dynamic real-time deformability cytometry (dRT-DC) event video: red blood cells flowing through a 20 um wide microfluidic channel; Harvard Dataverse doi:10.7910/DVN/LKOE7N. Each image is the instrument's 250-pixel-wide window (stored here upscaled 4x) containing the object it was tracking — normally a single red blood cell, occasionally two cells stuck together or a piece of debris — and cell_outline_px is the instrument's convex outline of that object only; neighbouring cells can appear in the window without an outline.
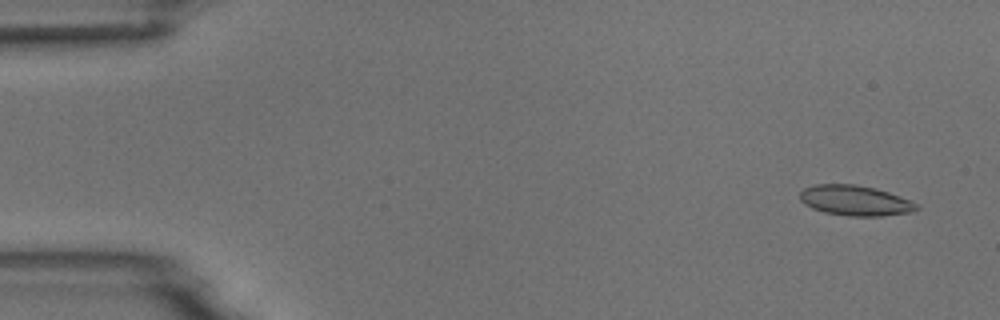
{"species": "common noctule bat (a hibernating species)", "species_latin": "Nyctalus noctula", "temperature_condition": "room temperature", "stored_images_in_passage": 4, "camera_frame_rate_fps": 3000, "um_per_image_px": 0.085, "animal": {"sex": "male", "body_mass_g": 18.8}, "frame": {"image": 1, "passage_image": 1, "time_ms": 0.0, "image_size_px": [1000, 320], "cell_outline_px": [[920, 208], [912, 212], [884, 216], [848, 216], [824, 212], [812, 208], [804, 204], [800, 200], [800, 192], [804, 188], [816, 184], [856, 184], [876, 188], [900, 196], [920, 204]], "centroid_in_image_um": [72.72, 17.05], "position_along_channel_um": 12.3, "area_um2": 20.81}}
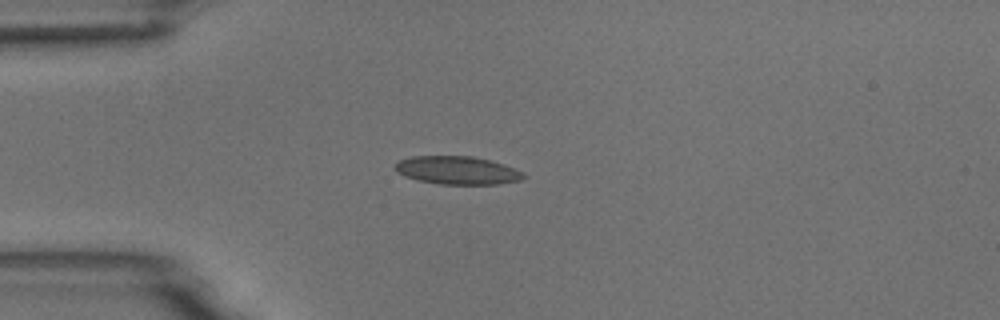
{"frame": {"image": 2, "passage_image": 4, "time_ms": 3.667, "image_size_px": [1000, 320], "cell_outline_px": [[528, 176], [520, 180], [496, 184], [440, 184], [416, 180], [404, 176], [396, 172], [396, 164], [400, 160], [412, 156], [472, 156], [504, 164], [524, 172]], "centroid_in_image_um": [38.88, 14.48], "position_along_channel_um": 46.1, "area_um2": 21.04}}